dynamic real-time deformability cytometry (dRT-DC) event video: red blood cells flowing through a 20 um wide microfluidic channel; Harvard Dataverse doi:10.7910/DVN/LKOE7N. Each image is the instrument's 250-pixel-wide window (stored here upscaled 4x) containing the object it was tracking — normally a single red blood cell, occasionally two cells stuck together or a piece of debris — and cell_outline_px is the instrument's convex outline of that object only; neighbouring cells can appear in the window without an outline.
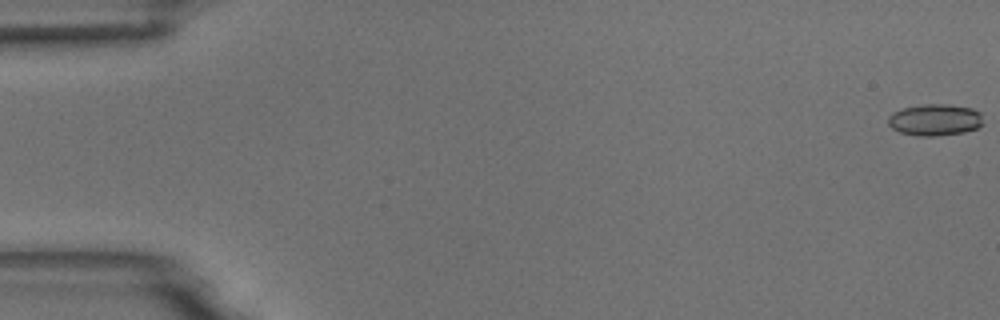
{"species": "common noctule bat (a hibernating species)", "species_latin": "Nyctalus noctula", "temperature_condition": "room temperature", "stored_images_in_passage": 55, "camera_frame_rate_fps": 3000, "um_per_image_px": 0.085, "animal": {"sex": "male", "body_mass_g": 18.8}, "frame": {"image": 1, "passage_image": 1, "time_ms": 0.0, "image_size_px": [1000, 320], "cell_outline_px": [[984, 124], [976, 128], [964, 132], [936, 136], [920, 136], [900, 132], [892, 128], [888, 124], [888, 116], [892, 112], [904, 108], [924, 104], [948, 104], [972, 108], [980, 112]], "centroid_in_image_um": [79.48, 10.18], "position_along_channel_um": 5.5, "area_um2": 17.57}}
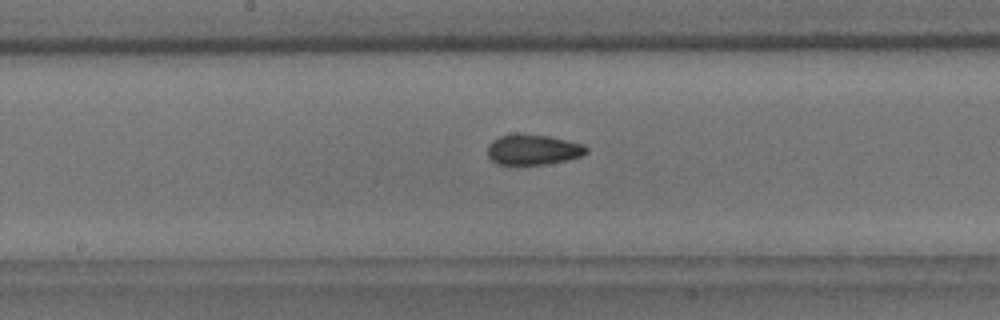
{"frame": {"image": 2, "passage_image": 29, "time_ms": 9.333, "image_size_px": [1000, 320], "cell_outline_px": [[588, 152], [580, 156], [568, 160], [544, 164], [496, 164], [488, 156], [488, 144], [492, 140], [500, 136], [516, 132], [520, 132], [548, 136], [580, 144], [588, 148]], "centroid_in_image_um": [45.26, 12.7], "position_along_channel_um": 202.9, "area_um2": 17.51}}
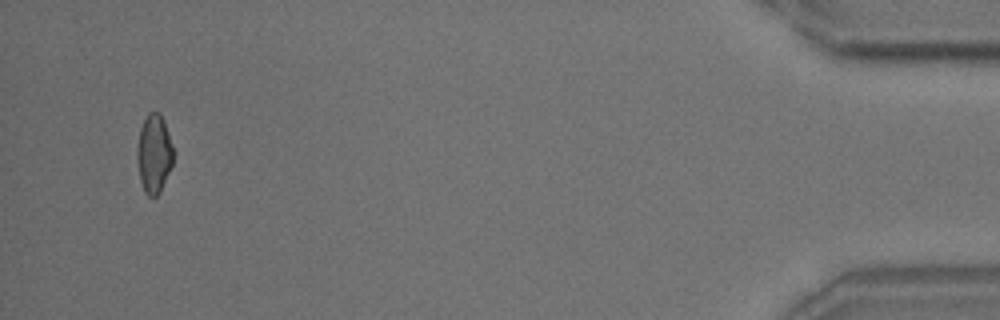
{"frame": {"image": 3, "passage_image": 53, "time_ms": 17.333, "image_size_px": [1000, 320], "cell_outline_px": [[176, 152], [172, 164], [160, 192], [156, 196], [148, 196], [144, 192], [140, 180], [136, 156], [136, 152], [140, 128], [148, 112], [160, 112], [164, 120]], "centroid_in_image_um": [13.11, 13.05], "position_along_channel_um": 422.1, "area_um2": 16.94}, "authors_computed_cell_mechanics": {"area_um2": 17.4556, "velocity_mm_per_s": 3.7353, "shape_relaxation_time_tau1_ms": 9.5295, "shape_relaxation_time_tau2_ms": 3.059, "deformation_change_tau1": 0.1463, "deformation_change_tau2": 0.0881}}